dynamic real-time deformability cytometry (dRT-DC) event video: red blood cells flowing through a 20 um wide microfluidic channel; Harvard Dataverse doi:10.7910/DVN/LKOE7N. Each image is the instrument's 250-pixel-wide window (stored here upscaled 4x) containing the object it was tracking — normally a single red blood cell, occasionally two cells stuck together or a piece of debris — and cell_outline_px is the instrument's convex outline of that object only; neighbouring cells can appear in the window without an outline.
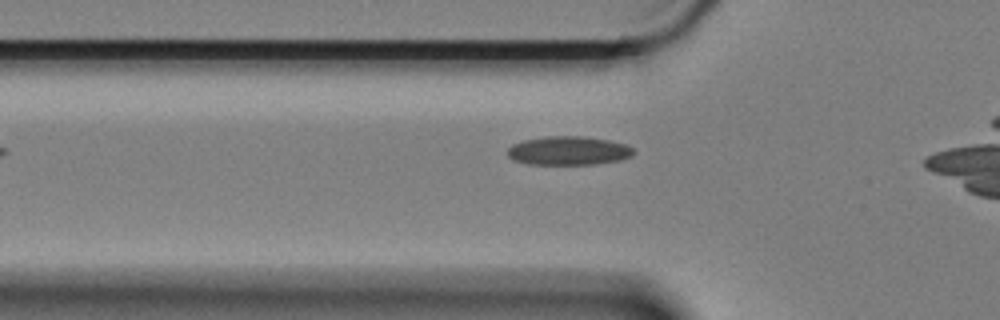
{"species": "Egyptian fruit bat (a non-hibernating species)", "species_latin": "Rousettus aegyptiacus", "temperature_condition": "cold", "stored_images_in_passage": 33, "camera_frame_rate_fps": 3000, "um_per_image_px": 0.085, "animal": {"sex": "female"}, "frame": {"image": 1, "passage_image": 4, "time_ms": 1.0, "image_size_px": [1000, 320], "cell_outline_px": [[636, 152], [632, 156], [620, 160], [596, 164], [528, 164], [512, 160], [508, 156], [508, 148], [512, 144], [524, 140], [544, 136], [584, 136], [608, 140], [628, 144]], "centroid_in_image_um": [48.34, 12.8], "position_along_channel_um": 77.5, "area_um2": 21.33}}
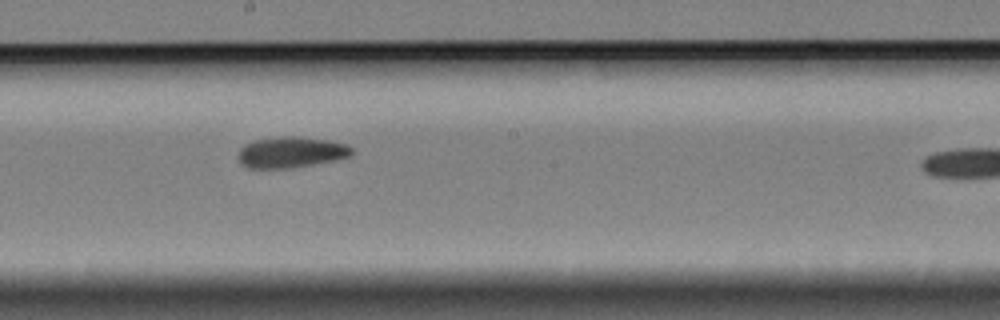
{"frame": {"image": 2, "passage_image": 17, "time_ms": 5.333, "image_size_px": [1000, 320], "cell_outline_px": [[352, 156], [336, 160], [292, 168], [248, 168], [240, 164], [236, 156], [240, 148], [244, 144], [256, 140], [276, 136], [296, 136], [324, 140], [348, 144], [352, 148]], "centroid_in_image_um": [24.7, 12.95], "position_along_channel_um": 223.5, "area_um2": 20.75}}
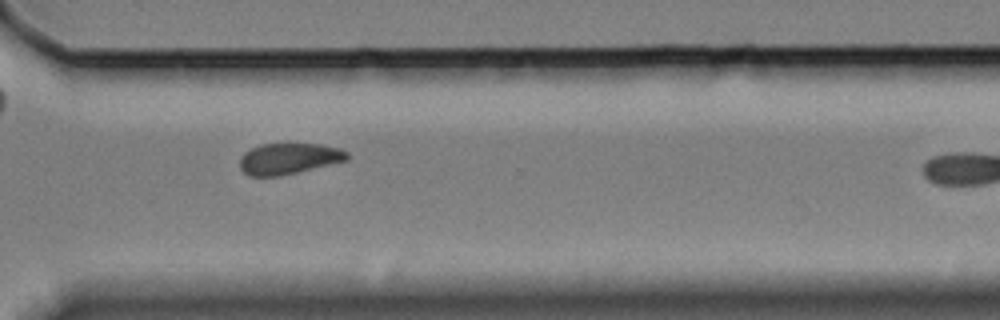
{"frame": {"image": 3, "passage_image": 28, "time_ms": 9.0, "image_size_px": [1000, 320], "cell_outline_px": [[348, 160], [280, 176], [248, 176], [240, 168], [240, 156], [244, 152], [260, 144], [320, 144], [340, 148], [348, 152]], "centroid_in_image_um": [24.53, 13.48], "position_along_channel_um": 346.1, "area_um2": 19.42}}